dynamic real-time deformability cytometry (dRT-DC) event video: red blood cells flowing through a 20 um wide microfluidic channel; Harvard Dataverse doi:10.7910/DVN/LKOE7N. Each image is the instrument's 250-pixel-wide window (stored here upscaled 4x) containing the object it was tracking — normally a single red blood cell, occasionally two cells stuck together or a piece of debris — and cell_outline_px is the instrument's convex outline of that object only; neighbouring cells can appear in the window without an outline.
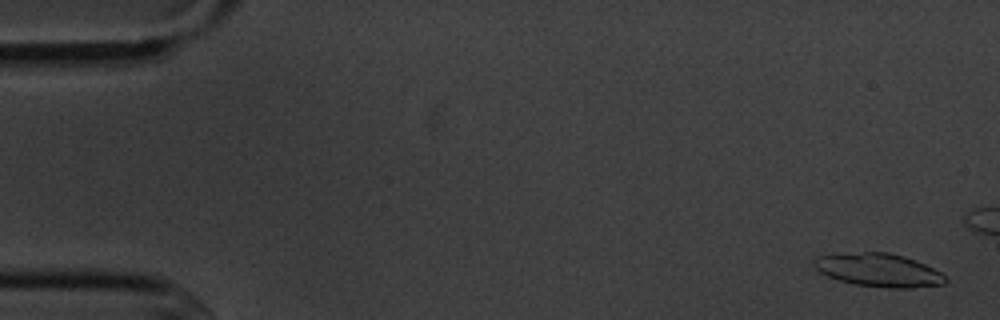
{"species": "common noctule bat (a hibernating species)", "species_latin": "Nyctalus noctula", "temperature_condition": "cold", "stored_images_in_passage": 5, "camera_frame_rate_fps": 3000, "um_per_image_px": 0.085, "animal": {"sex": "male", "body_mass_g": 20.1, "forearm_length_mm": 53.5}, "frame": {"image": 1, "passage_image": 1, "time_ms": 0.0, "image_size_px": [1000, 320], "cell_outline_px": [[948, 280], [944, 284], [912, 288], [892, 288], [856, 284], [840, 280], [828, 276], [820, 272], [812, 264], [812, 260], [816, 256], [836, 252], [888, 252], [904, 256], [916, 260], [940, 272]], "centroid_in_image_um": [74.64, 22.93], "position_along_channel_um": 10.4, "area_um2": 25.66}}